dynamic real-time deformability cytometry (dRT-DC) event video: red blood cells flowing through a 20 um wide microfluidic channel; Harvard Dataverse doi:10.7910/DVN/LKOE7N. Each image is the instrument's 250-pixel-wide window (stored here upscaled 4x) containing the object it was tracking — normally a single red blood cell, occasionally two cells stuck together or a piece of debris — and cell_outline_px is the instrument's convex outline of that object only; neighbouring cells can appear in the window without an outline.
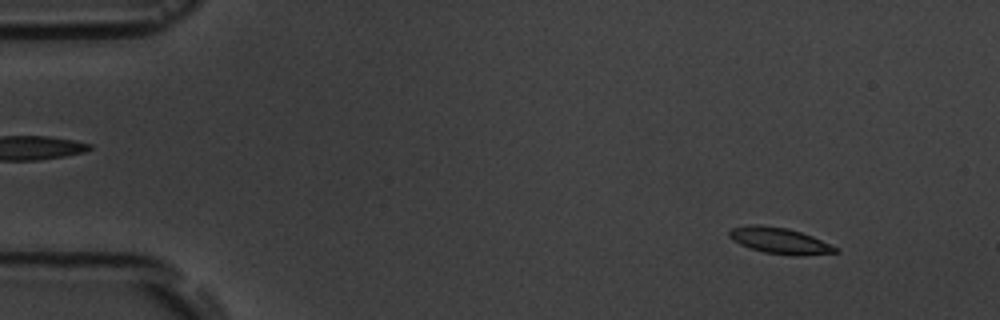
{"species": "common noctule bat (a hibernating species)", "species_latin": "Nyctalus noctula", "temperature_condition": "room temperature", "stored_images_in_passage": 5, "camera_frame_rate_fps": 3000, "um_per_image_px": 0.085, "animal": {"sex": "male", "body_mass_g": 19.5, "forearm_length_mm": 54.6}, "frame": {"image": 1, "passage_image": 2, "time_ms": 1.0, "image_size_px": [1000, 320], "cell_outline_px": [[840, 252], [804, 256], [796, 256], [764, 252], [740, 244], [732, 240], [728, 236], [728, 232], [732, 228], [748, 224], [756, 224], [788, 228], [812, 236], [840, 248]], "centroid_in_image_um": [66.3, 20.46], "position_along_channel_um": 18.7, "area_um2": 16.3}}
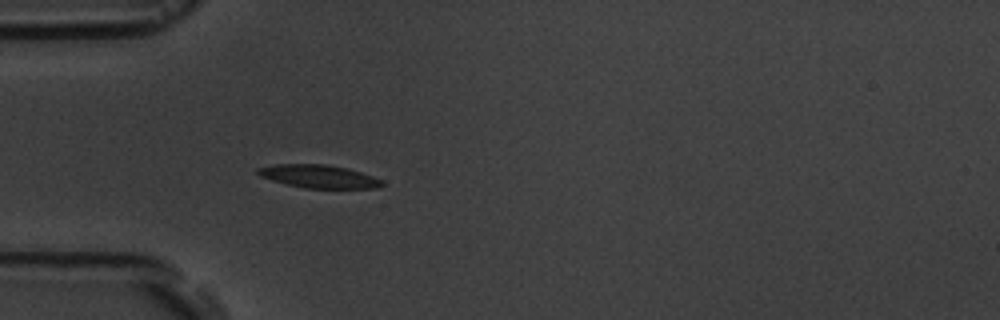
{"frame": {"image": 2, "passage_image": 5, "time_ms": 4.667, "image_size_px": [1000, 320], "cell_outline_px": [[384, 184], [380, 188], [304, 188], [272, 180], [260, 176], [256, 172], [256, 168], [276, 164], [324, 164], [348, 168], [384, 180]], "centroid_in_image_um": [27.12, 14.99], "position_along_channel_um": 57.9, "area_um2": 16.7}}